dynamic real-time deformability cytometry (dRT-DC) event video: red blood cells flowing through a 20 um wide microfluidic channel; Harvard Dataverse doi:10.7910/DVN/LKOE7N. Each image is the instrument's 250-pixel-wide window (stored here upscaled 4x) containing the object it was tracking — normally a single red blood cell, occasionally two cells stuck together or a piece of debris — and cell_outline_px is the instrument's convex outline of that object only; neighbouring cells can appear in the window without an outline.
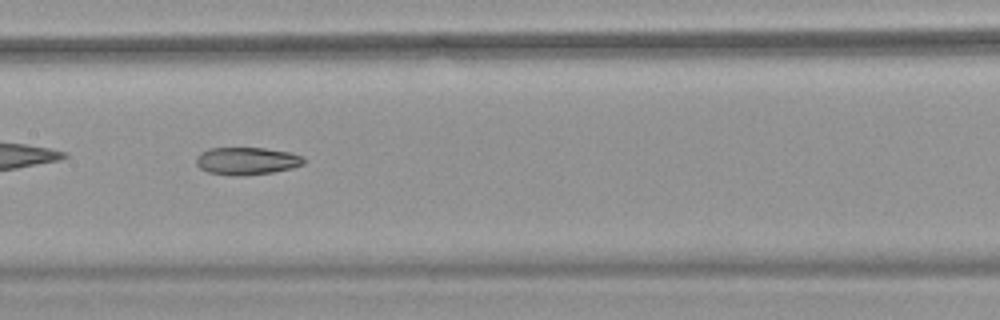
{"species": "common noctule bat (a hibernating species)", "species_latin": "Nyctalus noctula", "temperature_condition": "warm", "stored_images_in_passage": 37, "camera_frame_rate_fps": 3000, "um_per_image_px": 0.085, "animal": {"sex": "female", "body_mass_g": 18.4}, "frame": {"image": 1, "passage_image": 11, "time_ms": 3.333, "image_size_px": [1000, 320], "cell_outline_px": [[304, 164], [292, 168], [272, 172], [244, 176], [228, 176], [208, 172], [200, 168], [196, 164], [196, 156], [200, 152], [208, 148], [264, 148], [292, 152], [304, 156]], "centroid_in_image_um": [20.97, 13.68], "position_along_channel_um": 186.4, "area_um2": 17.57}}
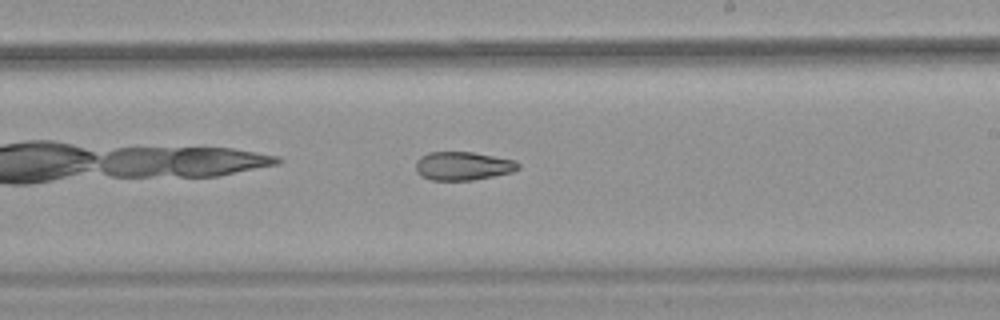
{"frame": {"image": 2, "passage_image": 16, "time_ms": 5.0, "image_size_px": [1000, 320], "cell_outline_px": [[520, 168], [512, 172], [472, 180], [432, 180], [420, 176], [416, 172], [416, 160], [420, 156], [428, 152], [472, 152], [516, 160], [520, 164]], "centroid_in_image_um": [39.33, 14.1], "position_along_channel_um": 249.7, "area_um2": 17.11}, "authors_computed_cell_mechanics": {"area_um2": 17.6868, "velocity_mm_per_s": 3.8179, "shape_relaxation_time_tau1_ms": null, "shape_relaxation_time_tau2_ms": 1.8018, "deformation_change_tau1": null, "deformation_change_tau2": 0.0807}}